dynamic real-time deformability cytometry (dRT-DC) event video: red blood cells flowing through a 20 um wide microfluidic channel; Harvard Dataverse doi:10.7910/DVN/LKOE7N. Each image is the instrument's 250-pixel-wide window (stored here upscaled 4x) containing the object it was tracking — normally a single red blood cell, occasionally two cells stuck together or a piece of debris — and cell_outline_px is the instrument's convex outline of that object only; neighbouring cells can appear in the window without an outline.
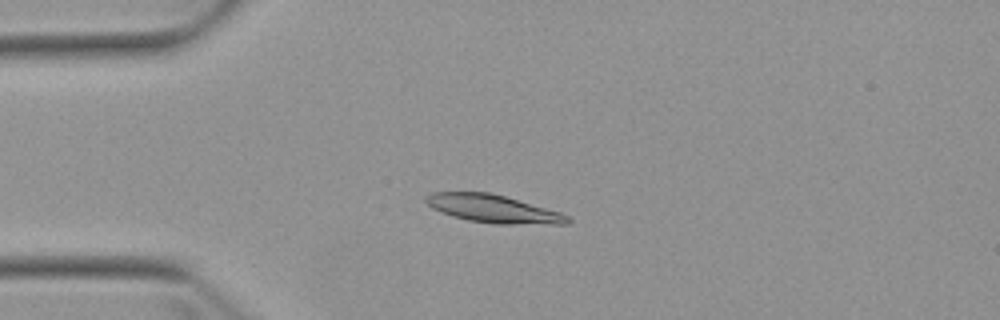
{"species": "Egyptian fruit bat (a non-hibernating species)", "species_latin": "Rousettus aegyptiacus", "temperature_condition": "warm", "stored_images_in_passage": 6, "camera_frame_rate_fps": 3000, "um_per_image_px": 0.085, "animal": {"sex": "female"}, "frame": {"image": 1, "passage_image": 2, "time_ms": 1.333, "image_size_px": [1000, 320], "cell_outline_px": [[572, 220], [568, 224], [496, 224], [468, 220], [452, 216], [432, 208], [424, 200], [424, 196], [432, 192], [488, 192], [504, 196], [560, 212], [568, 216]], "centroid_in_image_um": [41.91, 17.75], "position_along_channel_um": 43.1, "area_um2": 22.95}}
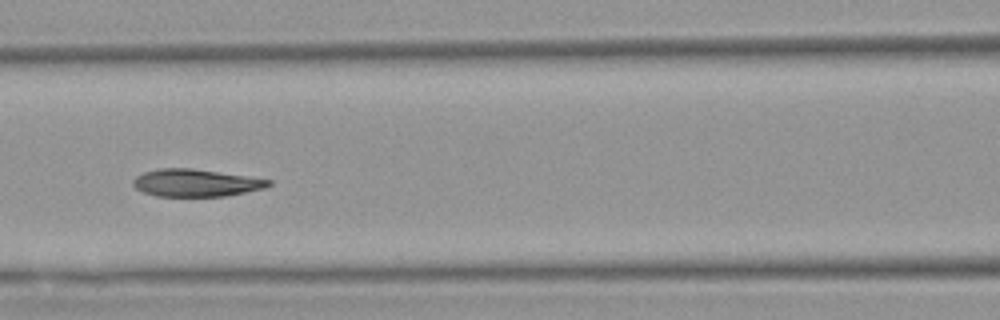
{"frame": {"image": 2, "passage_image": 5, "time_ms": 4.667, "image_size_px": [1000, 320], "cell_outline_px": [[272, 184], [264, 188], [224, 196], [156, 196], [144, 192], [136, 188], [132, 184], [132, 180], [136, 176], [144, 172], [160, 168], [192, 168], [272, 180]], "centroid_in_image_um": [16.61, 15.54], "position_along_channel_um": 150.0, "area_um2": 21.44}}
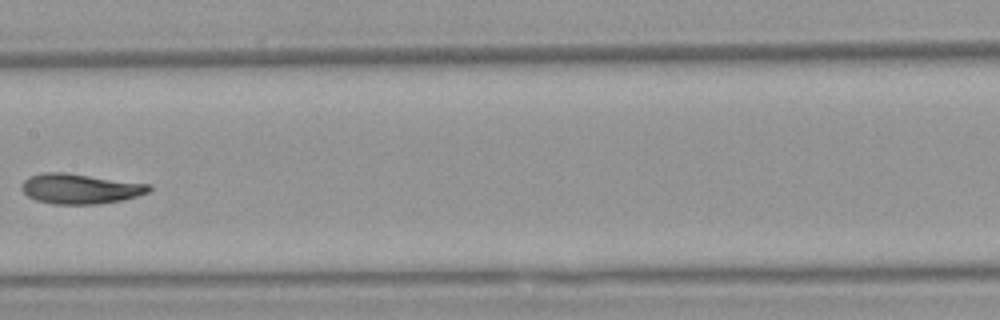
{"frame": {"image": 3, "passage_image": 6, "time_ms": 6.0, "image_size_px": [1000, 320], "cell_outline_px": [[152, 188], [148, 192], [124, 200], [96, 204], [52, 204], [36, 200], [28, 196], [20, 188], [20, 184], [28, 176], [44, 172], [64, 172], [152, 184]], "centroid_in_image_um": [6.8, 16.03], "position_along_channel_um": 200.6, "area_um2": 22.54}}